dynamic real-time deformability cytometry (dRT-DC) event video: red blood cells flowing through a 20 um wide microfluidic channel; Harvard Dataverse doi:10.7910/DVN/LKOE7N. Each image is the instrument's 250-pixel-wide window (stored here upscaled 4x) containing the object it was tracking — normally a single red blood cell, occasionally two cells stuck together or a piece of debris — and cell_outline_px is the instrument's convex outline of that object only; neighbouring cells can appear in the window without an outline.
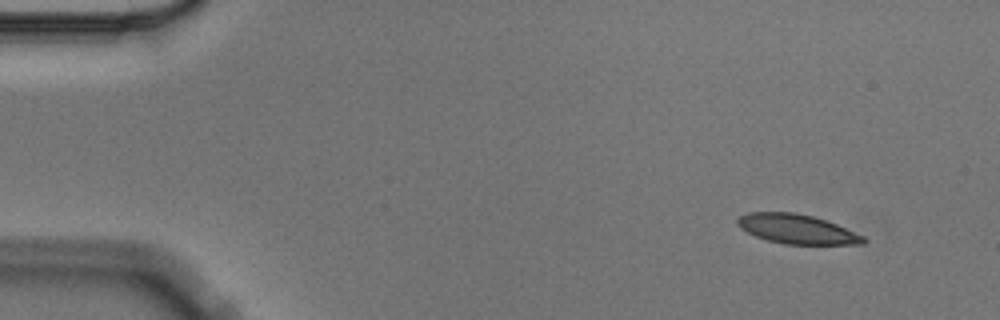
{"species": "Egyptian fruit bat (a non-hibernating species)", "species_latin": "Rousettus aegyptiacus", "temperature_condition": "cold", "stored_images_in_passage": 6, "camera_frame_rate_fps": 3000, "um_per_image_px": 0.085, "animal": {"sex": "male"}, "frame": {"image": 1, "passage_image": 1, "time_ms": 0.0, "image_size_px": [1000, 320], "cell_outline_px": [[868, 240], [864, 244], [784, 244], [768, 240], [756, 236], [740, 228], [736, 224], [736, 220], [740, 216], [748, 212], [796, 212], [812, 216], [836, 224], [864, 236]], "centroid_in_image_um": [67.73, 19.47], "position_along_channel_um": 17.3, "area_um2": 21.5}}
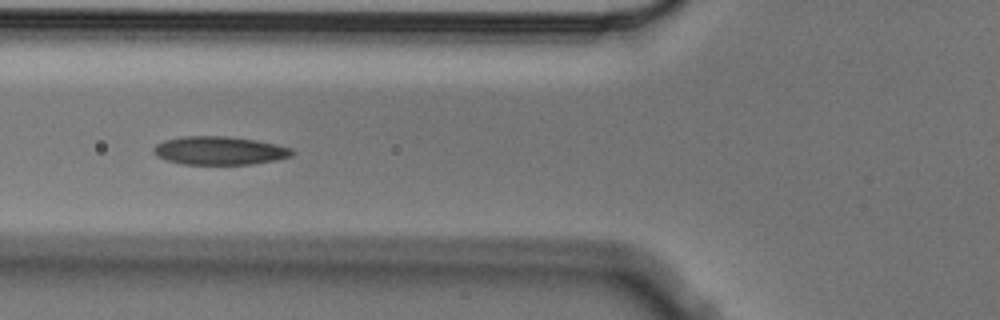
{"frame": {"image": 2, "passage_image": 5, "time_ms": 1.333, "image_size_px": [1000, 320], "cell_outline_px": [[296, 152], [292, 156], [276, 160], [252, 164], [184, 164], [164, 160], [156, 156], [152, 152], [152, 148], [156, 144], [164, 140], [184, 136], [228, 136], [256, 140], [276, 144], [292, 148]], "centroid_in_image_um": [18.65, 12.8], "position_along_channel_um": 107.2, "area_um2": 23.12}}
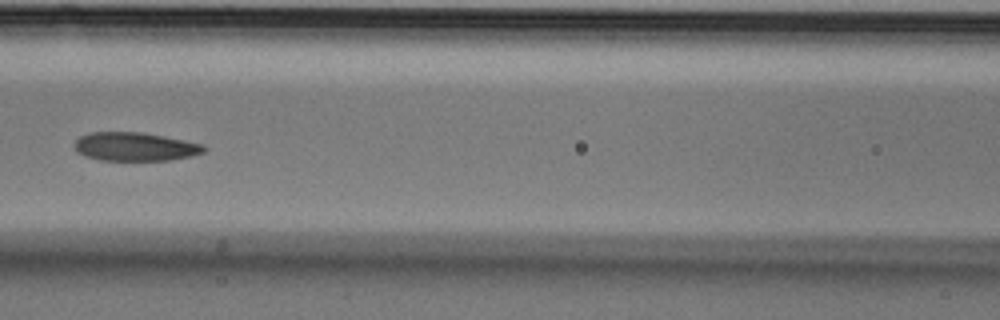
{"frame": {"image": 3, "passage_image": 6, "time_ms": 1.667, "image_size_px": [1000, 320], "cell_outline_px": [[208, 148], [204, 152], [192, 156], [172, 160], [100, 160], [84, 156], [76, 152], [76, 140], [80, 136], [88, 132], [140, 132], [164, 136], [204, 144]], "centroid_in_image_um": [11.5, 12.47], "position_along_channel_um": 155.1, "area_um2": 21.68}}